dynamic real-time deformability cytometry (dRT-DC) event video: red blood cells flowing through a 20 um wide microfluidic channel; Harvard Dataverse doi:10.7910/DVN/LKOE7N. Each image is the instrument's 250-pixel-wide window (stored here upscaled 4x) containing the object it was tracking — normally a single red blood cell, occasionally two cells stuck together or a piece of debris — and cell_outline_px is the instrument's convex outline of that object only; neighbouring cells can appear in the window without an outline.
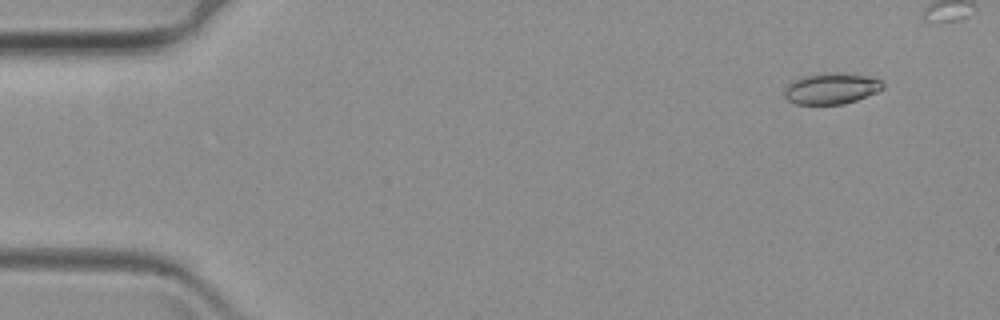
{"species": "common noctule bat (a hibernating species)", "species_latin": "Nyctalus noctula", "temperature_condition": "warm", "stored_images_in_passage": 4, "camera_frame_rate_fps": 3000, "um_per_image_px": 0.085, "animal": {"sex": "female", "body_mass_g": 19.3, "forearm_length_mm": 54.1}, "frame": {"image": 1, "passage_image": 1, "time_ms": 0.0, "image_size_px": [1000, 320], "cell_outline_px": [[884, 88], [876, 92], [856, 100], [844, 104], [796, 104], [788, 100], [784, 96], [784, 88], [792, 80], [816, 72], [832, 72], [868, 76], [880, 80], [884, 84]], "centroid_in_image_um": [70.62, 7.51], "position_along_channel_um": 14.4, "area_um2": 17.98}}